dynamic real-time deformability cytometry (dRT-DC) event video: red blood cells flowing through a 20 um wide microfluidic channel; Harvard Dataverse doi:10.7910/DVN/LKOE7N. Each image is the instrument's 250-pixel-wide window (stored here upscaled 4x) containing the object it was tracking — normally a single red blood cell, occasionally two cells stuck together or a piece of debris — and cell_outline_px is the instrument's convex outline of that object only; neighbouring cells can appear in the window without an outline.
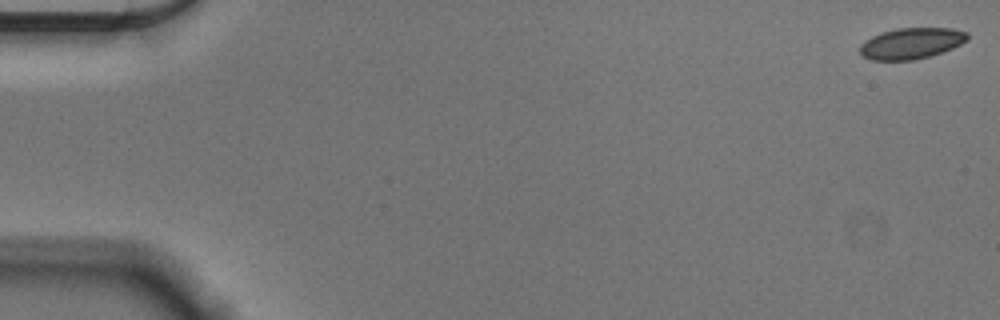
{"species": "Egyptian fruit bat (a non-hibernating species)", "species_latin": "Rousettus aegyptiacus", "temperature_condition": "cold", "stored_images_in_passage": 17, "camera_frame_rate_fps": 3000, "um_per_image_px": 0.085, "animal": {"sex": "male"}, "frame": {"image": 1, "passage_image": 1, "time_ms": 0.0, "image_size_px": [1000, 320], "cell_outline_px": [[968, 40], [952, 48], [928, 56], [912, 60], [872, 60], [864, 56], [860, 52], [860, 44], [864, 40], [880, 32], [896, 28], [952, 28], [968, 32]], "centroid_in_image_um": [77.44, 3.67], "position_along_channel_um": 7.6, "area_um2": 19.42}}